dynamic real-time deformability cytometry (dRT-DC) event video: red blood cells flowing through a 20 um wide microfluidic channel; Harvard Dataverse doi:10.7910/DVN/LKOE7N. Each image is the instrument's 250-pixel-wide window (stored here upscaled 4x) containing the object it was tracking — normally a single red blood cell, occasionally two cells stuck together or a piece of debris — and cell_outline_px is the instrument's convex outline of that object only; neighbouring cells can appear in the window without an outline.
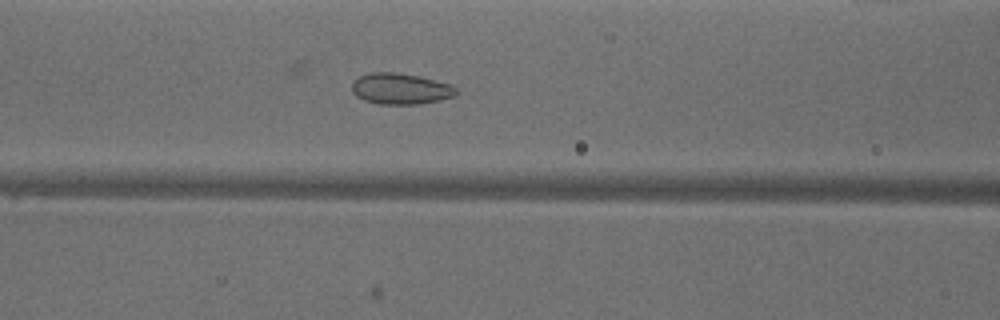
{"species": "common noctule bat (a hibernating species)", "species_latin": "Nyctalus noctula", "temperature_condition": "warm", "stored_images_in_passage": 31, "camera_frame_rate_fps": 3000, "um_per_image_px": 0.085, "animal": {"sex": "male", "body_mass_g": 18.8}, "frame": {"image": 1, "passage_image": 19, "time_ms": 6.0, "image_size_px": [1000, 320], "cell_outline_px": [[460, 92], [456, 96], [440, 100], [420, 104], [380, 104], [364, 100], [356, 96], [352, 92], [352, 80], [360, 76], [372, 72], [392, 72], [416, 76], [448, 84], [456, 88]], "centroid_in_image_um": [34.03, 7.56], "position_along_channel_um": 132.6, "area_um2": 18.79}}
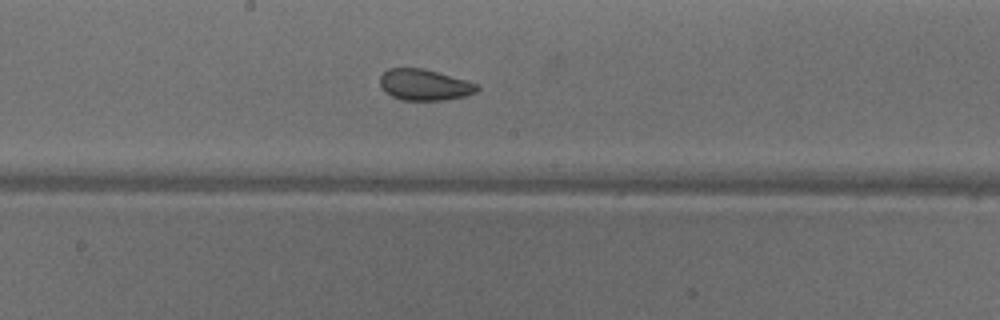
{"frame": {"image": 2, "passage_image": 25, "time_ms": 8.0, "image_size_px": [1000, 320], "cell_outline_px": [[480, 88], [476, 92], [464, 96], [448, 100], [404, 100], [392, 96], [384, 92], [380, 84], [380, 76], [388, 68], [424, 68], [464, 80], [476, 84]], "centroid_in_image_um": [36.05, 7.21], "position_along_channel_um": 212.2, "area_um2": 17.51}}
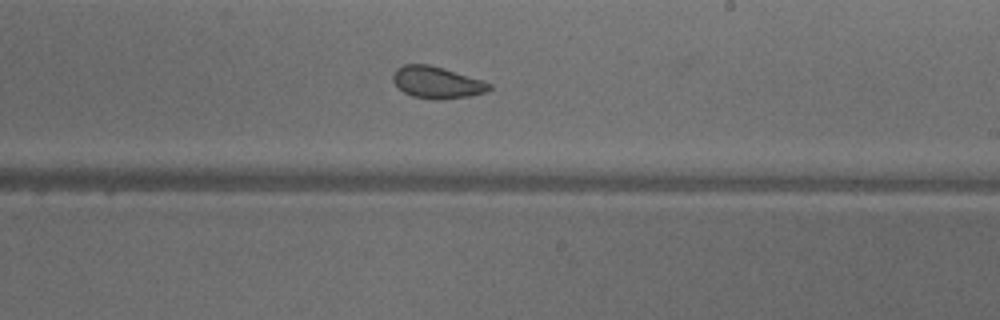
{"frame": {"image": 3, "passage_image": 28, "time_ms": 9.0, "image_size_px": [1000, 320], "cell_outline_px": [[492, 88], [484, 92], [472, 96], [440, 100], [432, 100], [412, 96], [404, 92], [392, 80], [392, 76], [396, 68], [404, 64], [428, 64], [444, 68], [484, 80], [492, 84]], "centroid_in_image_um": [37.16, 7.01], "position_along_channel_um": 251.8, "area_um2": 18.09}}